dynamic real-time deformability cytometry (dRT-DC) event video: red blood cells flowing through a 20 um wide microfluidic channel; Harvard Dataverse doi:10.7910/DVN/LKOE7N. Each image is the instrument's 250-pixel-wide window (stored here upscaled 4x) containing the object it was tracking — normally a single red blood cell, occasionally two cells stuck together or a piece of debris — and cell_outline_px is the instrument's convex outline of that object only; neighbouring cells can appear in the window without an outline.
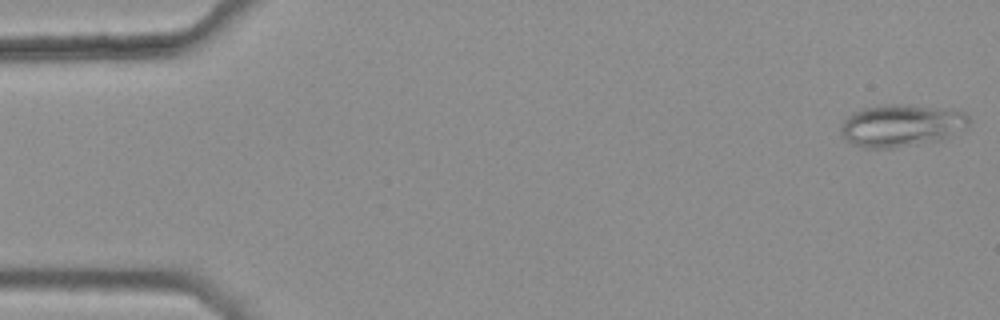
{"species": "common noctule bat (a hibernating species)", "species_latin": "Nyctalus noctula", "temperature_condition": "warm", "stored_images_in_passage": 6, "camera_frame_rate_fps": 3000, "um_per_image_px": 0.085, "animal": {"sex": "female", "body_mass_g": 25.1}, "frame": {"image": 1, "passage_image": 1, "time_ms": 0.0, "image_size_px": [1000, 320], "cell_outline_px": [[972, 120], [968, 128], [940, 140], [892, 148], [864, 148], [852, 144], [844, 136], [840, 128], [844, 120], [852, 112], [864, 108], [884, 104], [908, 104], [964, 112]], "centroid_in_image_um": [76.63, 10.66], "position_along_channel_um": 8.4, "area_um2": 31.56}}